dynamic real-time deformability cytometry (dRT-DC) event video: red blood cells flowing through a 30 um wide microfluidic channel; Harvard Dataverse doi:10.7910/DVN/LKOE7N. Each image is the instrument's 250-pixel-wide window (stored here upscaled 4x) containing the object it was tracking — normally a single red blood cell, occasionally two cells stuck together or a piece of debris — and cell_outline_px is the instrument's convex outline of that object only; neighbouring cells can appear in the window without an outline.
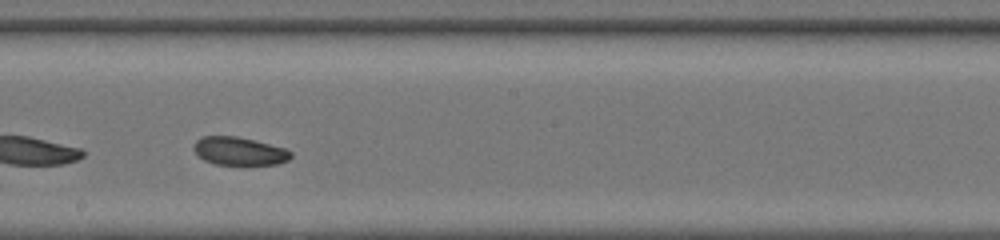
{"species": "common noctule bat (a hibernating species)", "species_latin": "Nyctalus noctula", "temperature_condition": "room temperature", "stored_images_in_passage": 30, "camera_frame_rate_fps": 3000, "um_per_image_px": 0.085, "animal": {"sex": "female", "body_mass_g": 20.0, "forearm_length_mm": 54.0}, "frame": {"image": 1, "passage_image": 18, "time_ms": 5.667, "image_size_px": [1000, 240], "cell_outline_px": [[292, 156], [288, 160], [276, 164], [216, 164], [204, 160], [192, 148], [192, 144], [200, 136], [236, 136], [284, 148], [292, 152]], "centroid_in_image_um": [20.29, 12.83], "position_along_channel_um": 227.9, "area_um2": 15.72}, "authors_computed_cell_mechanics": {"area_um2": 17.0221, "velocity_mm_per_s": 4.2466, "shape_relaxation_time_tau1_ms": null, "shape_relaxation_time_tau2_ms": 3.2601, "deformation_change_tau1": null, "deformation_change_tau2": 0.0961}}